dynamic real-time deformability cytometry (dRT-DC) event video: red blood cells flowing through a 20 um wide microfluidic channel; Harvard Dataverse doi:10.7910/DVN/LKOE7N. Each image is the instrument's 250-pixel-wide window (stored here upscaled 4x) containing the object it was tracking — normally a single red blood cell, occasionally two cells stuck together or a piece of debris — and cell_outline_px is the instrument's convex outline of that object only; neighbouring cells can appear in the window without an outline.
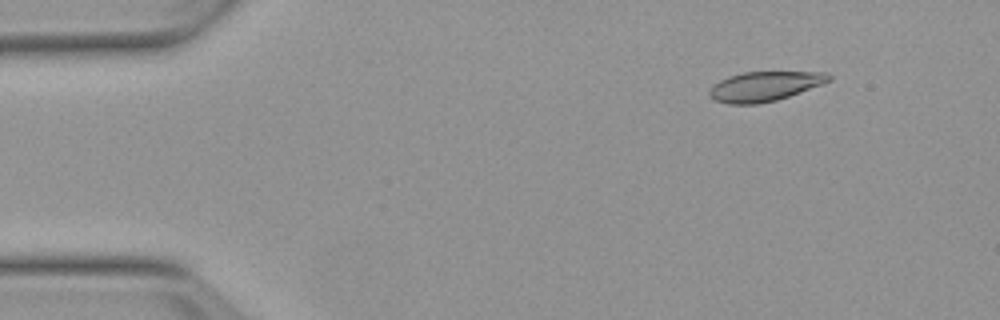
{"species": "Egyptian fruit bat (a non-hibernating species)", "species_latin": "Rousettus aegyptiacus", "temperature_condition": "warm", "stored_images_in_passage": 50, "camera_frame_rate_fps": 3000, "um_per_image_px": 0.085, "animal": {"sex": "female"}, "frame": {"image": 1, "passage_image": 3, "time_ms": 0.667, "image_size_px": [1000, 320], "cell_outline_px": [[832, 80], [824, 84], [776, 100], [756, 104], [728, 104], [712, 100], [708, 96], [708, 92], [720, 80], [728, 76], [744, 72], [824, 72], [832, 76]], "centroid_in_image_um": [64.99, 7.34], "position_along_channel_um": 20.0, "area_um2": 20.63}}
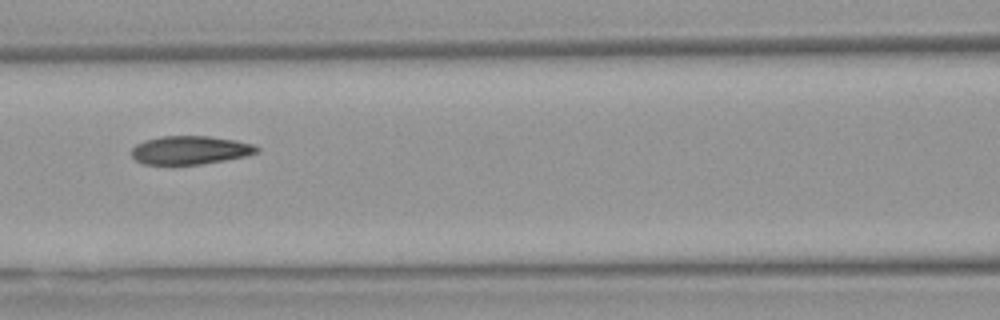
{"frame": {"image": 2, "passage_image": 20, "time_ms": 6.333, "image_size_px": [1000, 320], "cell_outline_px": [[260, 148], [256, 152], [244, 156], [224, 160], [200, 164], [144, 164], [136, 160], [132, 156], [132, 148], [136, 144], [144, 140], [160, 136], [208, 136], [236, 140], [252, 144]], "centroid_in_image_um": [16.13, 12.75], "position_along_channel_um": 150.5, "area_um2": 20.58}}
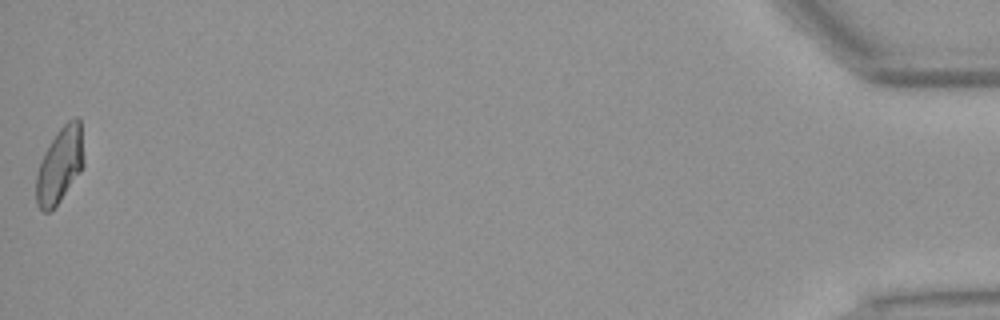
{"frame": {"image": 3, "passage_image": 50, "time_ms": 16.333, "image_size_px": [1000, 320], "cell_outline_px": [[84, 164], [80, 172], [52, 212], [44, 212], [36, 204], [36, 176], [40, 160], [44, 152], [56, 132], [68, 120], [76, 116], [80, 120], [84, 160]], "centroid_in_image_um": [5.07, 14.05], "position_along_channel_um": 430.1, "area_um2": 21.1}, "authors_computed_cell_mechanics": {"area_um2": 21.0392, "velocity_mm_per_s": 3.8169, "shape_relaxation_time_tau1_ms": 10.8167, "shape_relaxation_time_tau2_ms": 2.4585, "deformation_change_tau1": 0.2615, "deformation_change_tau2": 0.0817}}